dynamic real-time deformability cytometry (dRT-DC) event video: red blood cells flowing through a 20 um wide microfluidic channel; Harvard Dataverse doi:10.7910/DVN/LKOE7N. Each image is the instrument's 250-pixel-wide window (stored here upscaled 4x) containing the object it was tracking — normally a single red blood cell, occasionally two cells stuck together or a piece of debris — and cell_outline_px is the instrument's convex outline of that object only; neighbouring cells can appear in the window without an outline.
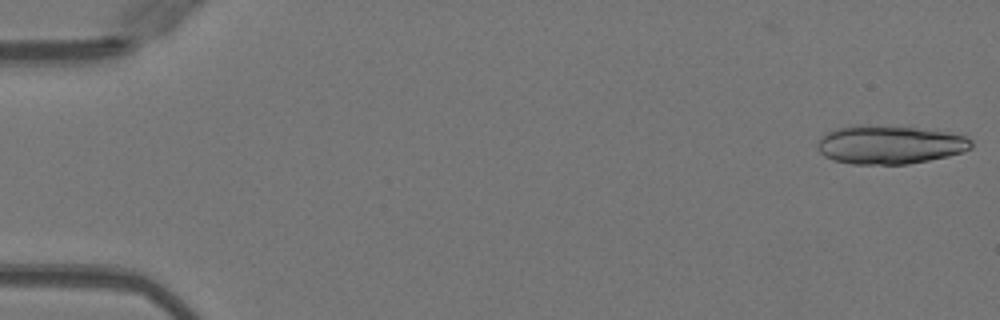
{"species": "Egyptian fruit bat (a non-hibernating species)", "species_latin": "Rousettus aegyptiacus", "temperature_condition": "warm", "stored_images_in_passage": 50, "segment_of_instrument_passage": [1, 2], "camera_frame_rate_fps": 3000, "um_per_image_px": 0.085, "animal": {"sex": "female"}, "frame": {"image": 1, "passage_image": 1, "time_ms": 0.0, "image_size_px": [1000, 320], "cell_outline_px": [[972, 148], [948, 156], [908, 164], [852, 164], [832, 160], [824, 156], [816, 148], [816, 144], [828, 132], [836, 128], [852, 124], [864, 124], [916, 128], [948, 132], [968, 136], [972, 140]], "centroid_in_image_um": [75.61, 12.29], "position_along_channel_um": 9.4, "area_um2": 34.74}}